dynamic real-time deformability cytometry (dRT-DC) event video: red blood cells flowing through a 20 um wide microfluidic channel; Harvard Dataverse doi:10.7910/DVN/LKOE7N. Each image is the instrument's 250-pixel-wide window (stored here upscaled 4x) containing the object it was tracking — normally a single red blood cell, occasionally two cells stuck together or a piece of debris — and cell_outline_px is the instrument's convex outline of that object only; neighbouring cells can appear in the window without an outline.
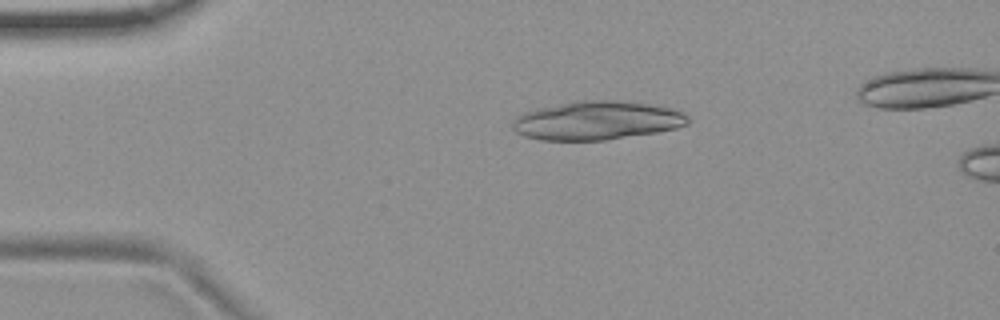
{"species": "common noctule bat (a hibernating species)", "species_latin": "Nyctalus noctula", "temperature_condition": "room temperature", "stored_images_in_passage": 2, "camera_frame_rate_fps": 3000, "um_per_image_px": 0.085, "animal": {"sex": "female", "body_mass_g": 19.9}, "frame": {"image": 1, "passage_image": 1, "time_ms": 0.0, "image_size_px": [1000, 320], "cell_outline_px": [[688, 124], [676, 128], [656, 132], [604, 140], [540, 140], [524, 136], [516, 132], [512, 128], [512, 120], [516, 116], [524, 112], [572, 100], [616, 100], [648, 104], [668, 108], [684, 112], [688, 116]], "centroid_in_image_um": [50.69, 10.24], "position_along_channel_um": 34.3, "area_um2": 39.54}}